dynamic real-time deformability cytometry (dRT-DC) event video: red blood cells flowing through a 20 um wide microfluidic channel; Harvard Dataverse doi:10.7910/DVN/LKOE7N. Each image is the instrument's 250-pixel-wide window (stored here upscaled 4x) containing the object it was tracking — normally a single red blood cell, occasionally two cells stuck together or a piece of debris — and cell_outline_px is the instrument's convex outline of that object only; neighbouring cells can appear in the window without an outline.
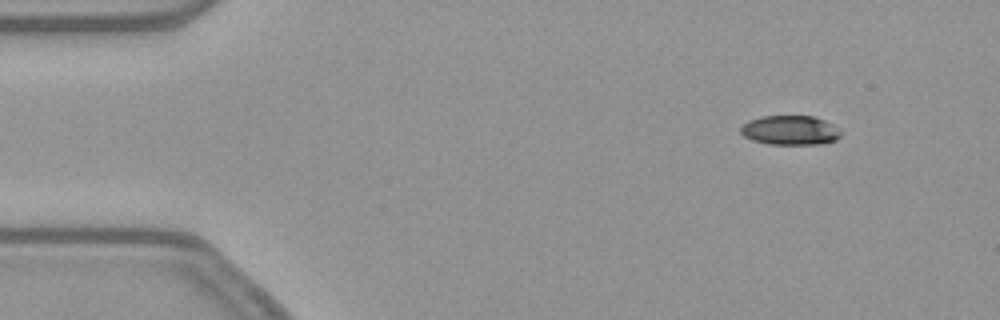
{"species": "common noctule bat (a hibernating species)", "species_latin": "Nyctalus noctula", "temperature_condition": "warm", "stored_images_in_passage": 53, "camera_frame_rate_fps": 3000, "um_per_image_px": 0.085, "animal": {"sex": "female", "body_mass_g": 21.9}, "frame": {"image": 1, "passage_image": 6, "time_ms": 1.667, "image_size_px": [1000, 320], "cell_outline_px": [[844, 132], [836, 140], [824, 144], [768, 144], [752, 140], [744, 136], [740, 132], [740, 128], [748, 120], [764, 116], [812, 116], [824, 120], [832, 124]], "centroid_in_image_um": [67.19, 11.08], "position_along_channel_um": 17.8, "area_um2": 17.28}}
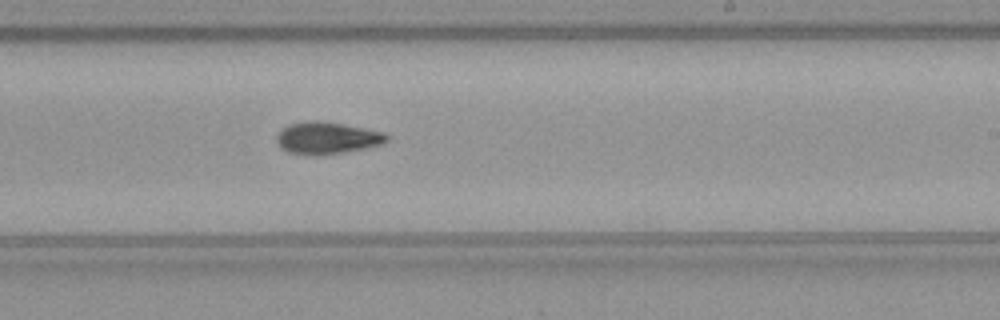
{"frame": {"image": 2, "passage_image": 32, "time_ms": 10.333, "image_size_px": [1000, 320], "cell_outline_px": [[392, 136], [384, 144], [368, 148], [344, 152], [316, 156], [288, 152], [280, 148], [276, 140], [276, 136], [288, 124], [304, 120], [320, 120], [344, 124], [384, 132]], "centroid_in_image_um": [27.83, 11.72], "position_along_channel_um": 261.2, "area_um2": 20.98}}
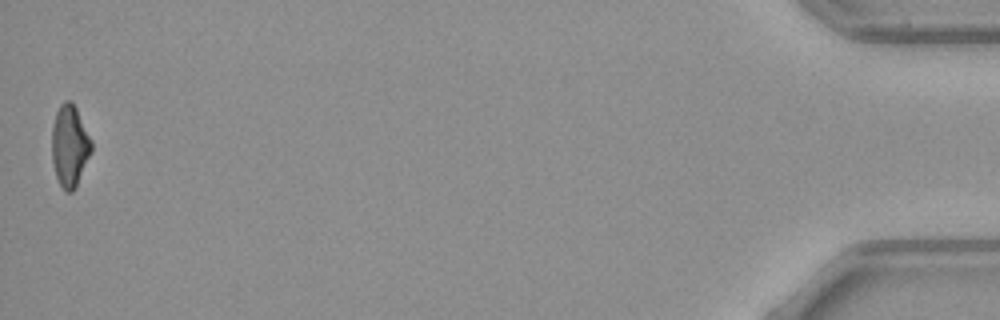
{"frame": {"image": 3, "passage_image": 53, "time_ms": 17.333, "image_size_px": [1000, 320], "cell_outline_px": [[92, 152], [76, 188], [72, 192], [64, 192], [56, 176], [52, 164], [52, 124], [56, 112], [60, 104], [64, 100], [72, 100], [92, 140]], "centroid_in_image_um": [5.93, 12.41], "position_along_channel_um": 429.3, "area_um2": 19.19}, "authors_computed_cell_mechanics": {"area_um2": 19.1896, "velocity_mm_per_s": 3.885, "shape_relaxation_time_tau1_ms": 5.4566, "shape_relaxation_time_tau2_ms": 6.448, "deformation_change_tau1": 0.1771, "deformation_change_tau2": 0.1627}}